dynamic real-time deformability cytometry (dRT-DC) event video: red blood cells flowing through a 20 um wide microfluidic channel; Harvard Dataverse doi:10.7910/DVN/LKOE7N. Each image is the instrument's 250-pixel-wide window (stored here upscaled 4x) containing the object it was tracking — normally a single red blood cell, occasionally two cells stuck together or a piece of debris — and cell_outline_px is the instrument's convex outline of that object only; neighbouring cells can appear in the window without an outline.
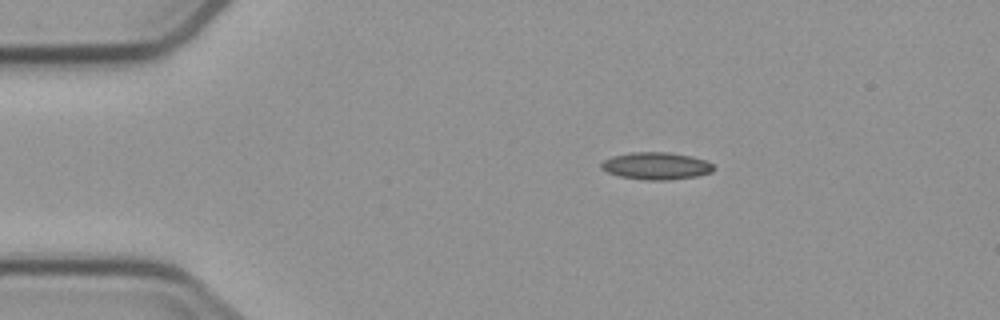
{"species": "common noctule bat (a hibernating species)", "species_latin": "Nyctalus noctula", "temperature_condition": "cold", "stored_images_in_passage": 7, "camera_frame_rate_fps": 3000, "um_per_image_px": 0.085, "animal": {"sex": "male", "body_mass_g": 23.1, "forearm_length_mm": 52.7}, "frame": {"image": 1, "passage_image": 1, "time_ms": 0.0, "image_size_px": [1000, 320], "cell_outline_px": [[716, 168], [712, 172], [696, 176], [668, 180], [644, 180], [620, 176], [608, 172], [600, 168], [600, 164], [604, 160], [612, 156], [632, 152], [668, 152], [692, 156], [704, 160], [712, 164]], "centroid_in_image_um": [55.78, 14.1], "position_along_channel_um": 29.2, "area_um2": 17.86}}
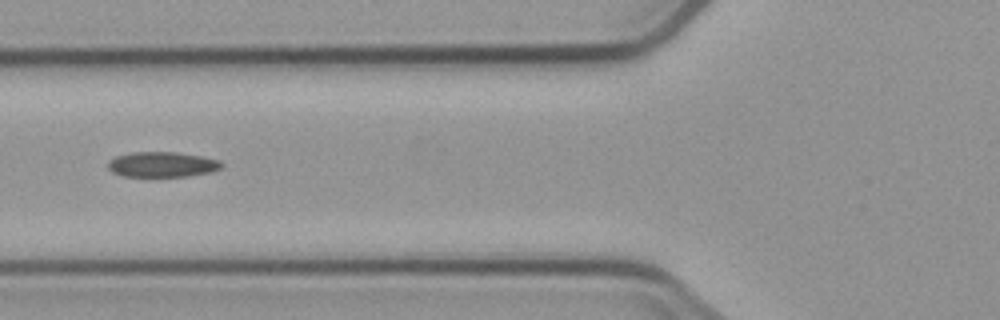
{"frame": {"image": 2, "passage_image": 4, "time_ms": 3.667, "image_size_px": [1000, 320], "cell_outline_px": [[224, 164], [220, 168], [212, 172], [188, 176], [124, 176], [112, 172], [108, 168], [108, 160], [116, 156], [132, 152], [176, 152], [200, 156], [220, 160]], "centroid_in_image_um": [13.79, 13.97], "position_along_channel_um": 112.0, "area_um2": 16.7}}
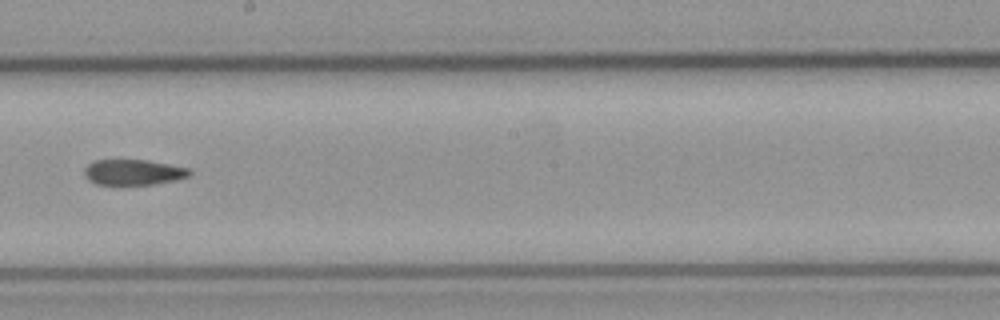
{"frame": {"image": 3, "passage_image": 7, "time_ms": 7.0, "image_size_px": [1000, 320], "cell_outline_px": [[192, 172], [188, 176], [176, 180], [156, 184], [120, 188], [116, 188], [96, 184], [88, 180], [84, 176], [84, 168], [88, 164], [96, 160], [148, 160], [192, 168]], "centroid_in_image_um": [11.31, 14.69], "position_along_channel_um": 236.9, "area_um2": 16.7}}